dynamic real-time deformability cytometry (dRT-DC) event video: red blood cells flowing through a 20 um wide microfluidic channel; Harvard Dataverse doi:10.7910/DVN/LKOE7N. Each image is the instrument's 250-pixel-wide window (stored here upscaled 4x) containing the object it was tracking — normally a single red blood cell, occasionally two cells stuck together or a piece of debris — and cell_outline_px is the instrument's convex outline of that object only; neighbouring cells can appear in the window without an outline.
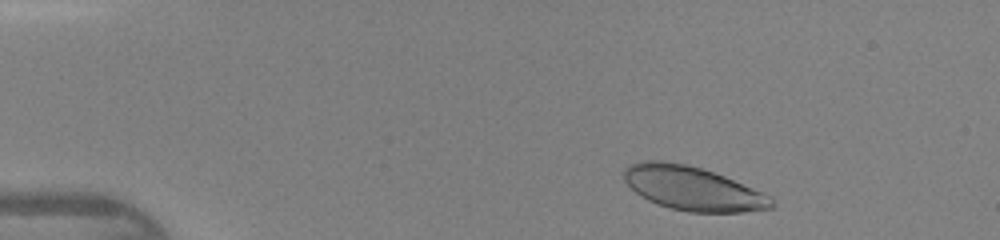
{"species": "human", "species_latin": "Homo sapiens", "temperature_condition": "warm", "stored_images_in_passage": 38, "camera_frame_rate_fps": 3000, "um_per_image_px": 0.085, "donor": {"sex": "female"}, "frame": {"image": 1, "passage_image": 3, "time_ms": 0.667, "image_size_px": [1000, 240], "cell_outline_px": [[776, 208], [740, 212], [688, 212], [672, 208], [648, 200], [636, 192], [624, 180], [624, 168], [628, 164], [644, 160], [660, 160], [688, 164], [724, 176], [764, 192], [772, 196], [776, 204]], "centroid_in_image_um": [58.92, 16.01], "position_along_channel_um": 26.1, "area_um2": 37.86}}
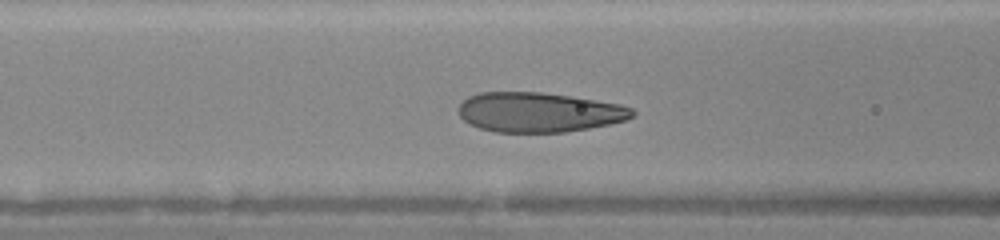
{"frame": {"image": 2, "passage_image": 15, "time_ms": 4.667, "image_size_px": [1000, 240], "cell_outline_px": [[636, 116], [628, 120], [588, 128], [564, 132], [496, 132], [480, 128], [468, 124], [460, 116], [460, 104], [468, 96], [480, 92], [540, 92], [596, 100], [620, 104], [632, 108], [636, 112]], "centroid_in_image_um": [45.83, 9.54], "position_along_channel_um": 120.8, "area_um2": 40.23}}
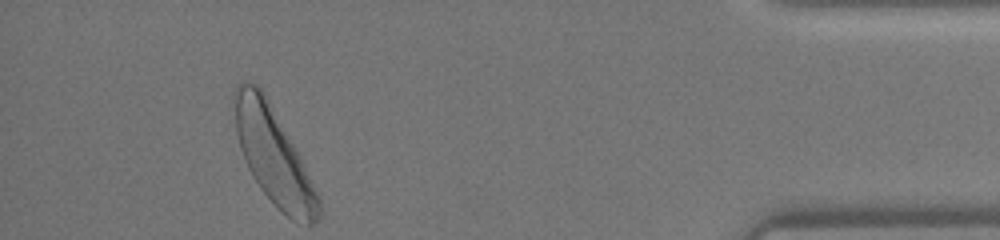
{"frame": {"image": 3, "passage_image": 38, "time_ms": 12.333, "image_size_px": [1000, 240], "cell_outline_px": [[320, 216], [312, 224], [296, 224], [276, 208], [260, 188], [252, 176], [244, 160], [240, 148], [236, 132], [232, 100], [236, 84], [240, 80], [248, 80], [256, 84], [260, 88], [300, 156], [320, 196]], "centroid_in_image_um": [23.23, 13.28], "position_along_channel_um": 412.0, "area_um2": 47.22}}